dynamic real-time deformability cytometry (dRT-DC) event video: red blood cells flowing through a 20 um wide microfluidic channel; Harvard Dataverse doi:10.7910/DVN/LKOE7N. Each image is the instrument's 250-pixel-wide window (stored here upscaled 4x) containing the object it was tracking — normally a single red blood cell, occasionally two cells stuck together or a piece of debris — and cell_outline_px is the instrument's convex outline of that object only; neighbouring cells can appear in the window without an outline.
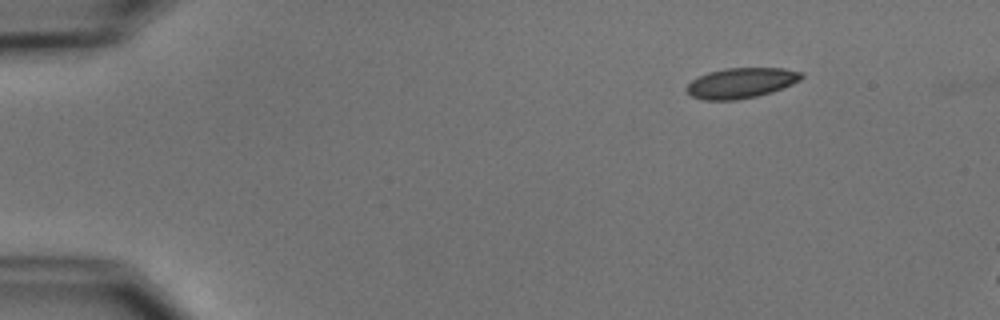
{"species": "common noctule bat (a hibernating species)", "species_latin": "Nyctalus noctula", "temperature_condition": "cold", "stored_images_in_passage": 3, "camera_frame_rate_fps": 3000, "um_per_image_px": 0.085, "animal": {"sex": "male", "body_mass_g": 15.6}, "frame": {"image": 1, "passage_image": 1, "time_ms": 0.0, "image_size_px": [1000, 320], "cell_outline_px": [[804, 76], [800, 80], [792, 84], [772, 92], [756, 96], [736, 100], [704, 100], [692, 96], [684, 88], [692, 80], [708, 72], [724, 68], [784, 68], [804, 72]], "centroid_in_image_um": [63.01, 7.04], "position_along_channel_um": 22.0, "area_um2": 20.35}}